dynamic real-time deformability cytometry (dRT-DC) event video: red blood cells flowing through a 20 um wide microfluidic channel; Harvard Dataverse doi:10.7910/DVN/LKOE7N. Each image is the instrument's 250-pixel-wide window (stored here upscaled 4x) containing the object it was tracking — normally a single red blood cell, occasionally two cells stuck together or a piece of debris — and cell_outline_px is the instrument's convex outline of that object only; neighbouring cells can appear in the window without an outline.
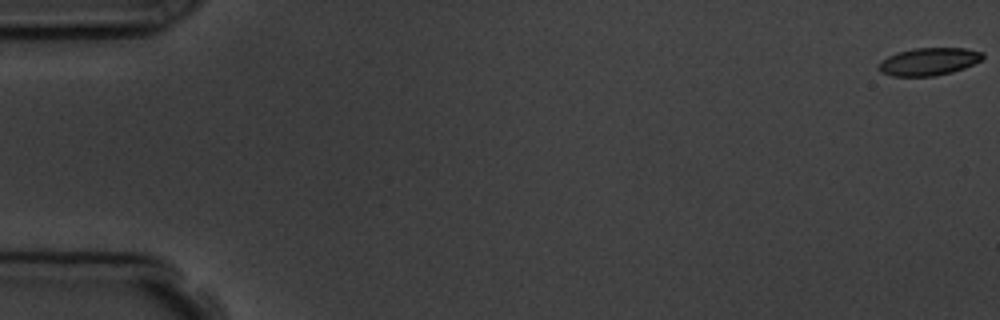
{"species": "common noctule bat (a hibernating species)", "species_latin": "Nyctalus noctula", "temperature_condition": "room temperature", "stored_images_in_passage": 9, "camera_frame_rate_fps": 3000, "um_per_image_px": 0.085, "animal": {"sex": "male", "body_mass_g": 19.5, "forearm_length_mm": 54.6}, "frame": {"image": 1, "passage_image": 1, "time_ms": 0.0, "image_size_px": [1000, 320], "cell_outline_px": [[984, 56], [980, 60], [964, 68], [952, 72], [932, 76], [892, 76], [880, 72], [876, 68], [880, 60], [896, 52], [916, 48], [964, 48], [984, 52]], "centroid_in_image_um": [78.9, 5.23], "position_along_channel_um": 6.1, "area_um2": 16.82}}